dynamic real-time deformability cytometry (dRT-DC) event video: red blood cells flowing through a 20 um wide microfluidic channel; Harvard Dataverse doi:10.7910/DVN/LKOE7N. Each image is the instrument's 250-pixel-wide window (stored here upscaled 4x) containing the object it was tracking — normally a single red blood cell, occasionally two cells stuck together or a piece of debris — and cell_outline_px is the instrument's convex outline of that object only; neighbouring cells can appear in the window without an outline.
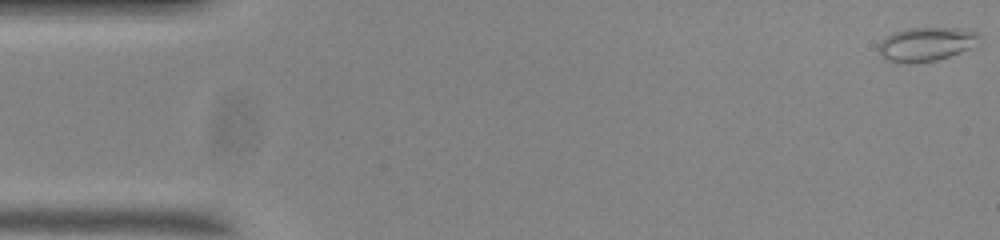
{"species": "common noctule bat (a hibernating species)", "species_latin": "Nyctalus noctula", "temperature_condition": "room temperature", "stored_images_in_passage": 55, "camera_frame_rate_fps": 3000, "um_per_image_px": 0.085, "animal": {"sex": "male", "body_mass_g": 20.0, "forearm_length_mm": 53.3}, "frame": {"image": 1, "passage_image": 1, "time_ms": 0.0, "image_size_px": [1000, 240], "cell_outline_px": [[980, 36], [968, 48], [960, 52], [936, 60], [908, 64], [888, 60], [880, 56], [876, 48], [880, 40], [884, 36], [892, 32], [904, 28], [960, 28], [980, 32]], "centroid_in_image_um": [78.61, 3.74], "position_along_channel_um": 6.4, "area_um2": 20.0}}
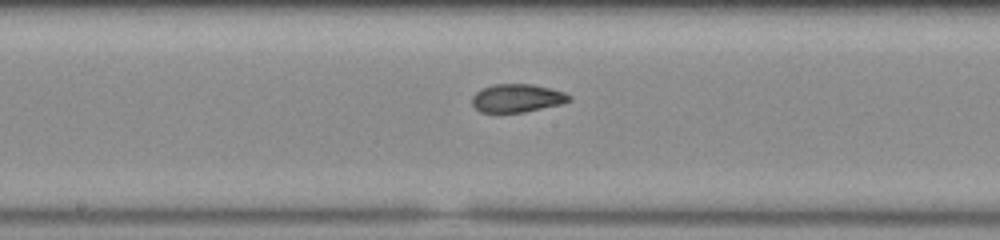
{"frame": {"image": 2, "passage_image": 28, "time_ms": 9.0, "image_size_px": [1000, 240], "cell_outline_px": [[572, 100], [560, 104], [524, 112], [480, 112], [472, 104], [472, 96], [476, 92], [492, 84], [532, 84], [552, 88], [564, 92], [572, 96]], "centroid_in_image_um": [43.97, 8.33], "position_along_channel_um": 204.2, "area_um2": 15.95}}
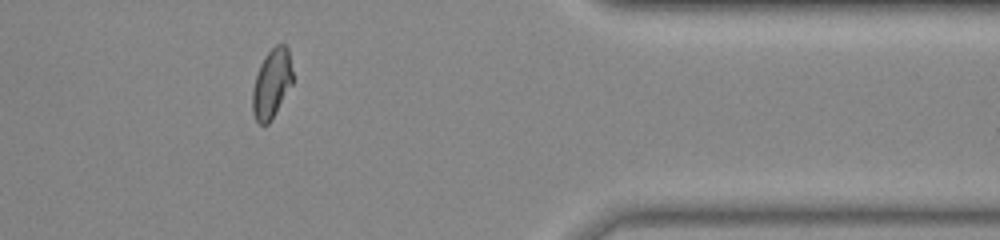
{"frame": {"image": 3, "passage_image": 45, "time_ms": 14.667, "image_size_px": [1000, 240], "cell_outline_px": [[292, 84], [272, 120], [268, 124], [260, 124], [256, 120], [252, 112], [252, 88], [260, 64], [264, 56], [276, 44], [284, 44], [288, 48], [292, 72]], "centroid_in_image_um": [23.08, 7.12], "position_along_channel_um": 388.3, "area_um2": 16.24}, "authors_computed_cell_mechanics": {"area_um2": 16.3574, "velocity_mm_per_s": 3.6976, "shape_relaxation_time_tau1_ms": 4.4932, "shape_relaxation_time_tau2_ms": 1.6107, "deformation_change_tau1": 0.1387, "deformation_change_tau2": 0.0531}}